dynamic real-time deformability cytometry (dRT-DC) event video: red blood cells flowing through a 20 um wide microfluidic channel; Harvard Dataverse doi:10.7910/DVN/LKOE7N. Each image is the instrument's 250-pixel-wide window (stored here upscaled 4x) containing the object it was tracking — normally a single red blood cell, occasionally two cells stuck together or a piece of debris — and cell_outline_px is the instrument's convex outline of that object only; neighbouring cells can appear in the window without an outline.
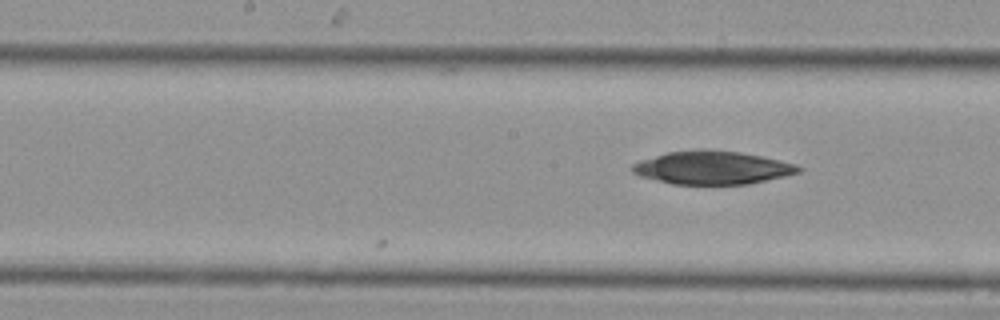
{"species": "Egyptian fruit bat (a non-hibernating species)", "species_latin": "Rousettus aegyptiacus", "temperature_condition": "cold", "stored_images_in_passage": 11, "camera_frame_rate_fps": 3000, "um_per_image_px": 0.085, "animal": {"sex": "female"}, "frame": {"image": 1, "passage_image": 11, "time_ms": 3.333, "image_size_px": [1000, 320], "cell_outline_px": [[804, 168], [800, 172], [784, 176], [748, 184], [672, 184], [640, 176], [632, 172], [632, 164], [640, 160], [668, 152], [692, 148], [708, 148], [740, 152], [760, 156], [796, 164]], "centroid_in_image_um": [60.53, 14.23], "position_along_channel_um": 187.7, "area_um2": 32.37}}